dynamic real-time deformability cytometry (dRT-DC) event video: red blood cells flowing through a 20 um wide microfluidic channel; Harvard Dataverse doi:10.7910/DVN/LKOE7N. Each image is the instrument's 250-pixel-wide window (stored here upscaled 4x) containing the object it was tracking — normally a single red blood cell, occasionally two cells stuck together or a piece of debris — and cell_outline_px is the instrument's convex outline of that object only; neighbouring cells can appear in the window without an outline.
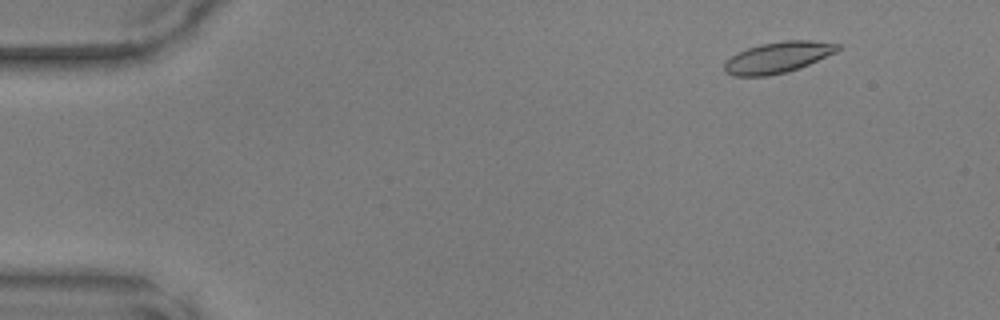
{"species": "common noctule bat (a hibernating species)", "species_latin": "Nyctalus noctula", "temperature_condition": "warm", "stored_images_in_passage": 15, "camera_frame_rate_fps": 3000, "um_per_image_px": 0.085, "animal": {"sex": "male", "body_mass_g": 17.9, "forearm_length_mm": 54.2}, "frame": {"image": 1, "passage_image": 6, "time_ms": 1.667, "image_size_px": [1000, 320], "cell_outline_px": [[840, 48], [836, 52], [808, 64], [784, 72], [768, 76], [732, 76], [724, 72], [724, 64], [732, 56], [748, 48], [760, 44], [784, 40], [812, 40], [840, 44]], "centroid_in_image_um": [66.11, 4.87], "position_along_channel_um": 18.9, "area_um2": 20.23}}